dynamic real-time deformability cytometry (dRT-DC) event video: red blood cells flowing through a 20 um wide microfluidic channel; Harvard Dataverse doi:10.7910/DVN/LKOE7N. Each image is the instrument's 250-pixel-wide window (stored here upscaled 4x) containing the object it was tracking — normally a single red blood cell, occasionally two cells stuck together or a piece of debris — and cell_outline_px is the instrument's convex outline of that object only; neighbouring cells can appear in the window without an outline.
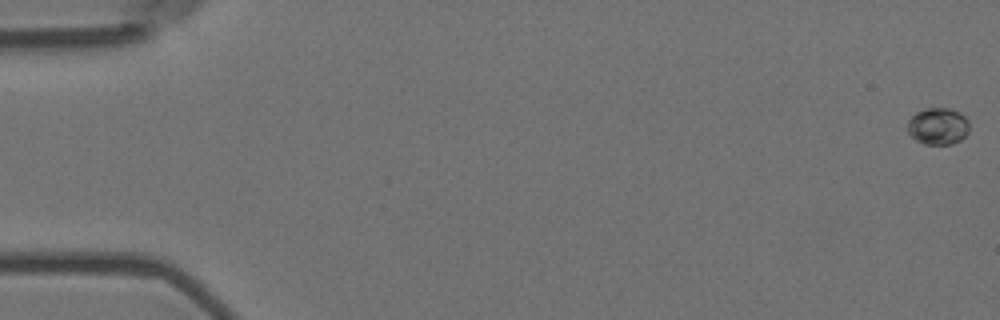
{"species": "Egyptian fruit bat (a non-hibernating species)", "species_latin": "Rousettus aegyptiacus", "temperature_condition": "room temperature", "stored_images_in_passage": 6, "camera_frame_rate_fps": 3000, "um_per_image_px": 0.085, "animal": {"sex": "female"}, "frame": {"image": 1, "passage_image": 1, "time_ms": 0.0, "image_size_px": [1000, 320], "cell_outline_px": [[968, 132], [960, 140], [952, 144], [924, 144], [916, 140], [908, 132], [908, 120], [916, 112], [924, 108], [948, 108], [960, 112], [968, 120]], "centroid_in_image_um": [79.72, 10.72], "position_along_channel_um": 5.3, "area_um2": 13.24}}
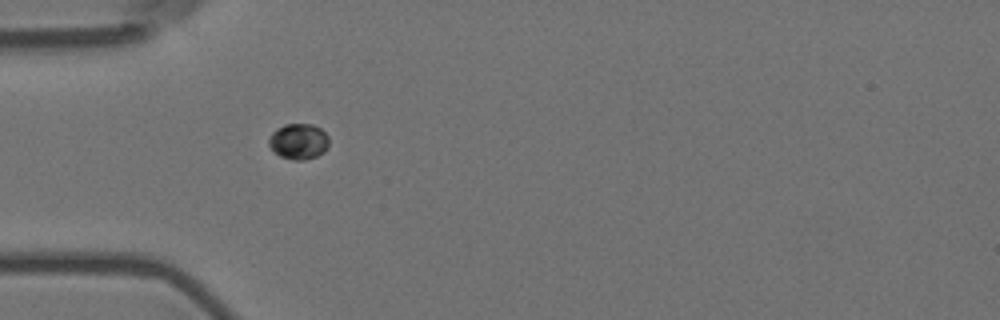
{"frame": {"image": 2, "passage_image": 5, "time_ms": 1.333, "image_size_px": [1000, 320], "cell_outline_px": [[328, 144], [324, 152], [316, 156], [304, 160], [292, 160], [280, 156], [268, 144], [268, 140], [272, 132], [276, 128], [284, 124], [312, 124], [320, 128], [328, 136]], "centroid_in_image_um": [25.37, 12.01], "position_along_channel_um": 59.6, "area_um2": 12.48}}
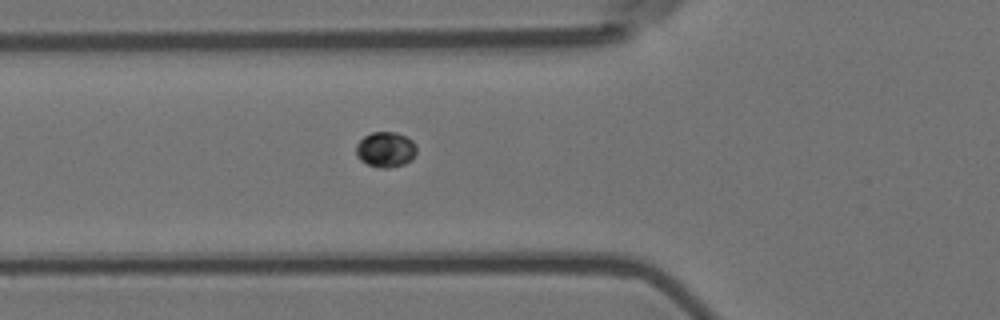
{"frame": {"image": 3, "passage_image": 6, "time_ms": 1.667, "image_size_px": [1000, 320], "cell_outline_px": [[416, 152], [412, 160], [404, 164], [388, 168], [380, 168], [368, 164], [360, 160], [356, 156], [356, 144], [364, 136], [372, 132], [396, 132], [412, 140], [416, 144]], "centroid_in_image_um": [32.77, 12.71], "position_along_channel_um": 93.0, "area_um2": 12.54}}